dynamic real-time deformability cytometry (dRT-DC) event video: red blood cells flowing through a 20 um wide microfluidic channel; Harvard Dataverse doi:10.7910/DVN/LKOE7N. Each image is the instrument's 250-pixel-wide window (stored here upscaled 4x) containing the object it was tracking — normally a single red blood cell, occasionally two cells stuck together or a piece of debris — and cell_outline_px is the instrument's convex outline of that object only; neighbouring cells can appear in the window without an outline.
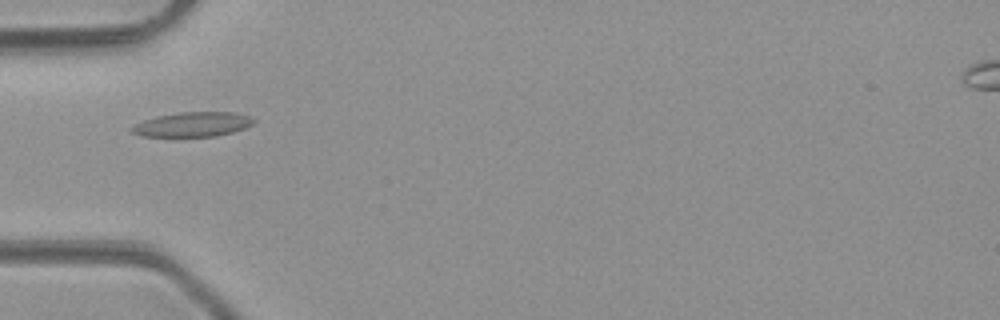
{"species": "common noctule bat (a hibernating species)", "species_latin": "Nyctalus noctula", "temperature_condition": "room temperature", "stored_images_in_passage": 2, "camera_frame_rate_fps": 3000, "um_per_image_px": 0.085, "animal": {"sex": "male", "body_mass_g": 23.1, "forearm_length_mm": 52.7}, "frame": {"image": 1, "passage_image": 2, "time_ms": 1.0, "image_size_px": [1000, 320], "cell_outline_px": [[256, 120], [252, 124], [244, 128], [232, 132], [216, 136], [172, 140], [140, 136], [132, 132], [128, 128], [144, 120], [156, 116], [180, 112], [236, 112], [248, 116]], "centroid_in_image_um": [16.28, 10.63], "position_along_channel_um": 68.7, "area_um2": 18.5}}